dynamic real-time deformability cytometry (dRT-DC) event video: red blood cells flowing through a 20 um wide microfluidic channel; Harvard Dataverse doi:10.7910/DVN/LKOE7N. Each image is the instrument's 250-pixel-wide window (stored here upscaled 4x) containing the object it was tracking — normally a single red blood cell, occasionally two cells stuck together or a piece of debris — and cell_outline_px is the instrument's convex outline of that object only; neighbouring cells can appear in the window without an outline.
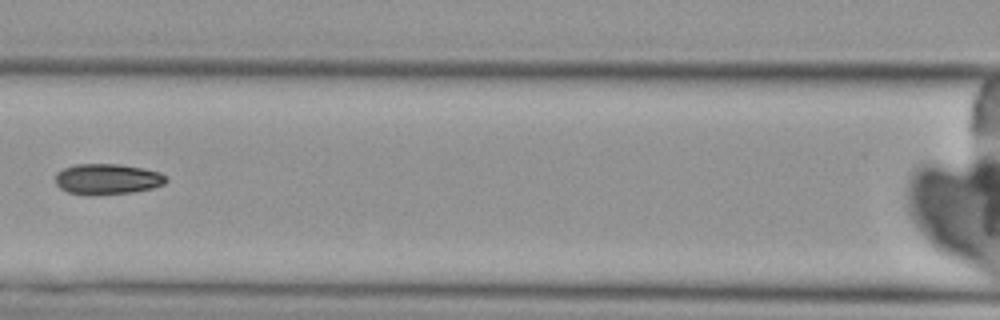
{"species": "Egyptian fruit bat (a non-hibernating species)", "species_latin": "Rousettus aegyptiacus", "temperature_condition": "cold", "stored_images_in_passage": 4, "camera_frame_rate_fps": 3000, "um_per_image_px": 0.085, "animal": {"sex": "female"}, "frame": {"image": 1, "passage_image": 4, "time_ms": 3.333, "image_size_px": [1000, 320], "cell_outline_px": [[168, 180], [164, 184], [152, 188], [132, 192], [88, 196], [68, 192], [60, 188], [56, 184], [56, 172], [64, 168], [76, 164], [120, 164], [160, 172], [168, 176]], "centroid_in_image_um": [9.12, 15.23], "position_along_channel_um": 157.5, "area_um2": 19.94}}